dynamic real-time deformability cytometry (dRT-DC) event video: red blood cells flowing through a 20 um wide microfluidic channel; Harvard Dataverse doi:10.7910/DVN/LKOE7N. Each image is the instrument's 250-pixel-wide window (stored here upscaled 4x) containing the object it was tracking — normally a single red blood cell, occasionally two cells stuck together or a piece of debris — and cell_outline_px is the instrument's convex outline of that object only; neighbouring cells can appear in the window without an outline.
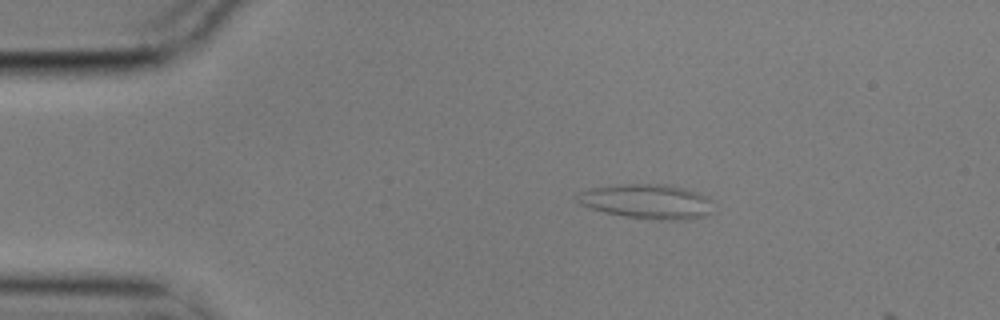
{"species": "common noctule bat (a hibernating species)", "species_latin": "Nyctalus noctula", "temperature_condition": "cold", "stored_images_in_passage": 3, "camera_frame_rate_fps": 3000, "um_per_image_px": 0.085, "animal": {"sex": "male", "body_mass_g": 17.9}, "frame": {"image": 1, "passage_image": 2, "time_ms": 0.333, "image_size_px": [1000, 320], "cell_outline_px": [[708, 212], [704, 216], [684, 220], [660, 220], [624, 216], [604, 212], [580, 204], [576, 200], [576, 196], [580, 192], [588, 188], [616, 184], [668, 184], [684, 188], [708, 196]], "centroid_in_image_um": [54.92, 17.11], "position_along_channel_um": 30.1, "area_um2": 27.22}}